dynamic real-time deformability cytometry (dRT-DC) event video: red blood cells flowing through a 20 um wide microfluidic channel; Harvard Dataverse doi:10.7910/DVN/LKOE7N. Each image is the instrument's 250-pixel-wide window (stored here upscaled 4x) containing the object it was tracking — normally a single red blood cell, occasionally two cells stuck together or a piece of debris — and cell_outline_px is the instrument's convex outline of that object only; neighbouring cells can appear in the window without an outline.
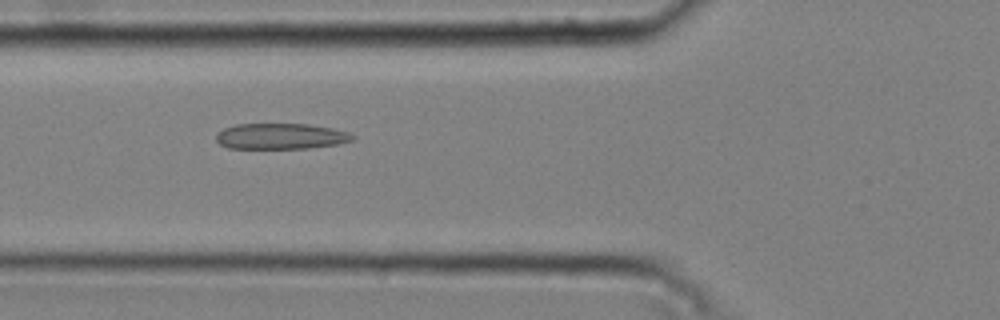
{"species": "common noctule bat (a hibernating species)", "species_latin": "Nyctalus noctula", "temperature_condition": "cold", "stored_images_in_passage": 47, "camera_frame_rate_fps": 3000, "um_per_image_px": 0.085, "animal": {"sex": "male", "body_mass_g": 20.4}, "frame": {"image": 1, "passage_image": 19, "time_ms": 6.0, "image_size_px": [1000, 320], "cell_outline_px": [[356, 136], [352, 140], [336, 144], [308, 148], [228, 148], [220, 144], [216, 140], [216, 132], [224, 128], [236, 124], [308, 124], [332, 128], [348, 132]], "centroid_in_image_um": [23.84, 11.57], "position_along_channel_um": 102.0, "area_um2": 20.46}}
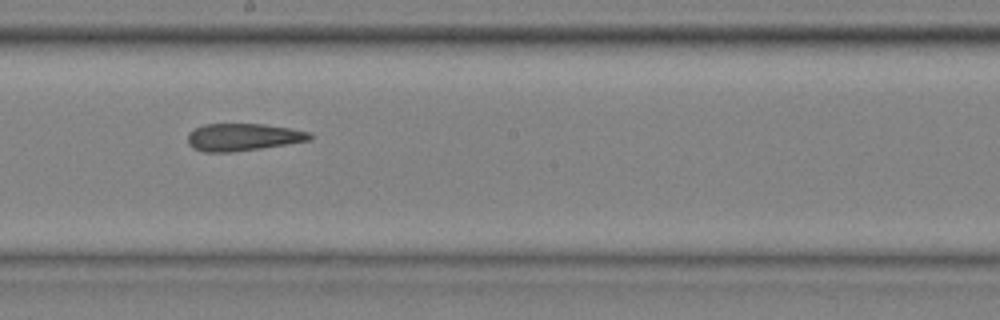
{"frame": {"image": 2, "passage_image": 29, "time_ms": 9.333, "image_size_px": [1000, 320], "cell_outline_px": [[312, 140], [260, 148], [232, 152], [204, 152], [192, 148], [188, 144], [188, 132], [204, 124], [264, 124], [288, 128], [308, 132], [312, 136]], "centroid_in_image_um": [20.61, 11.66], "position_along_channel_um": 227.6, "area_um2": 19.36}}
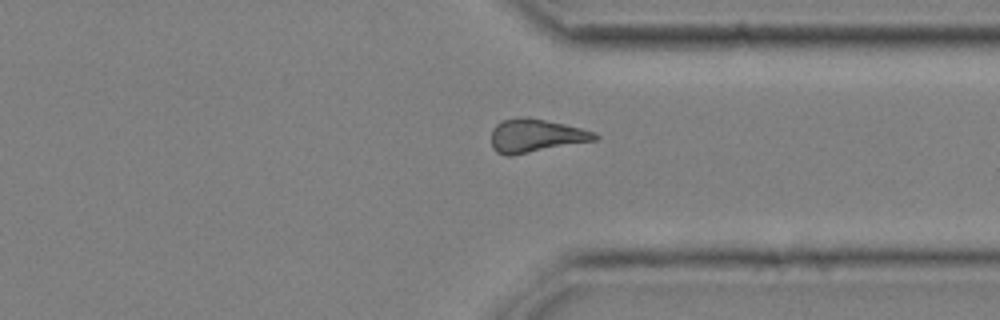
{"frame": {"image": 3, "passage_image": 40, "time_ms": 13.0, "image_size_px": [1000, 320], "cell_outline_px": [[600, 140], [512, 156], [508, 156], [496, 152], [492, 148], [492, 128], [500, 120], [516, 116], [528, 116], [564, 124], [596, 132], [600, 136]], "centroid_in_image_um": [45.56, 11.53], "position_along_channel_um": 365.8, "area_um2": 20.75}, "authors_computed_cell_mechanics": {"area_um2": 20.2878, "velocity_mm_per_s": 3.7686, "shape_relaxation_time_tau1_ms": null, "shape_relaxation_time_tau2_ms": 4.2925, "deformation_change_tau1": null, "deformation_change_tau2": 0.1523}}